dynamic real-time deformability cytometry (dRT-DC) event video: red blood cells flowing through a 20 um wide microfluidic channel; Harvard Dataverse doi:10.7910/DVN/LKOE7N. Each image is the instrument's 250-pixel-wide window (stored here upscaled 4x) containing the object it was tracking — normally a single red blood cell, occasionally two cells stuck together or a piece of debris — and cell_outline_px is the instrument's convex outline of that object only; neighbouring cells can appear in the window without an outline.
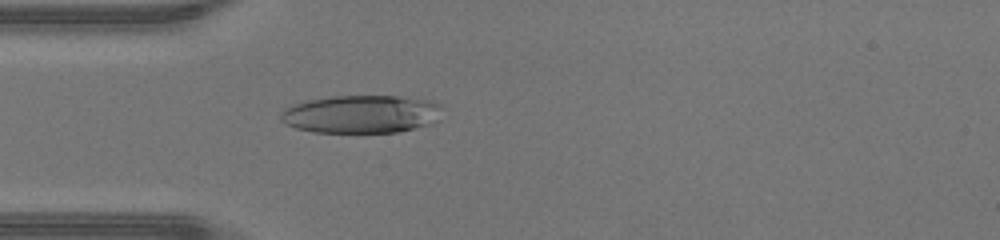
{"species": "human", "species_latin": "Homo sapiens", "temperature_condition": "warm", "stored_images_in_passage": 45, "camera_frame_rate_fps": 3000, "um_per_image_px": 0.085, "donor": {"sex": "male"}, "frame": {"image": 1, "passage_image": 12, "time_ms": 3.667, "image_size_px": [1000, 240], "cell_outline_px": [[440, 104], [436, 120], [432, 124], [396, 132], [312, 132], [296, 128], [284, 124], [280, 120], [280, 112], [284, 108], [292, 104], [304, 100], [332, 96], [396, 96], [428, 100]], "centroid_in_image_um": [30.61, 9.7], "position_along_channel_um": 54.4, "area_um2": 35.78}}
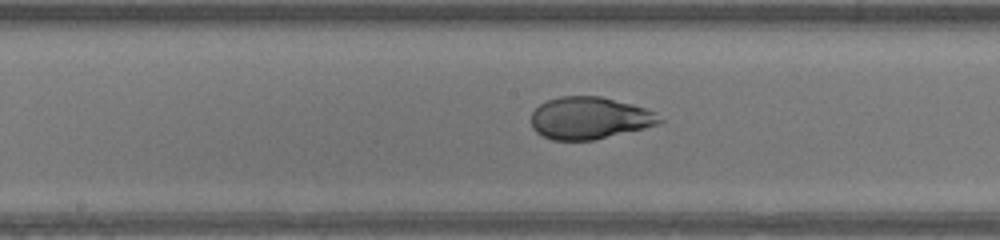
{"frame": {"image": 2, "passage_image": 22, "time_ms": 7.0, "image_size_px": [1000, 240], "cell_outline_px": [[664, 120], [656, 124], [644, 128], [596, 140], [552, 140], [536, 132], [532, 128], [532, 112], [540, 104], [548, 100], [560, 96], [600, 96], [632, 104], [656, 112]], "centroid_in_image_um": [50.11, 10.04], "position_along_channel_um": 198.1, "area_um2": 31.5}}
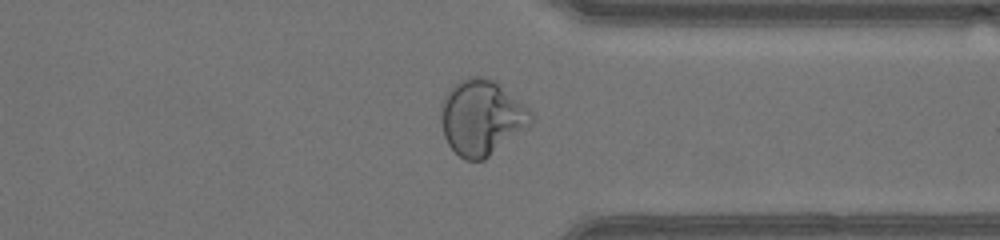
{"frame": {"image": 3, "passage_image": 34, "time_ms": 11.0, "image_size_px": [1000, 240], "cell_outline_px": [[536, 116], [528, 128], [484, 160], [464, 160], [448, 144], [444, 136], [440, 120], [440, 104], [444, 96], [452, 84], [468, 76], [484, 76], [500, 84], [524, 104]], "centroid_in_image_um": [40.93, 9.97], "position_along_channel_um": 370.5, "area_um2": 40.06}, "authors_computed_cell_mechanics": {"area_um2": 36.2984, "velocity_mm_per_s": 4.3969, "shape_relaxation_time_tau1_ms": 4.9163, "shape_relaxation_time_tau2_ms": null, "deformation_change_tau1": 0.2628, "deformation_change_tau2": null}}